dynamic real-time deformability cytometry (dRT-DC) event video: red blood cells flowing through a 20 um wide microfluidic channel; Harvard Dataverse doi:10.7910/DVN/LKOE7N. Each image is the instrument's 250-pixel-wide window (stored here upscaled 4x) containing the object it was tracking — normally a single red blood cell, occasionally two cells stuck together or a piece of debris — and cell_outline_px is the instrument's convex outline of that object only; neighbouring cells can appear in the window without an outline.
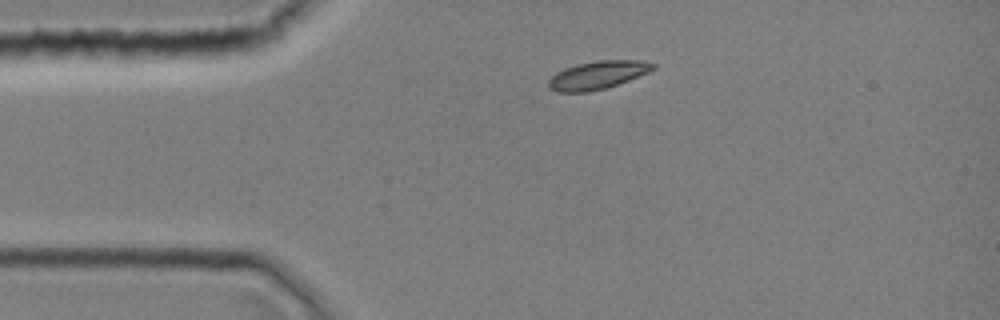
{"species": "common noctule bat (a hibernating species)", "species_latin": "Nyctalus noctula", "temperature_condition": "room temperature", "stored_images_in_passage": 3, "camera_frame_rate_fps": 3000, "um_per_image_px": 0.085, "animal": {"sex": "female", "body_mass_g": 19.0, "forearm_length_mm": 51.5}, "frame": {"image": 1, "passage_image": 1, "time_ms": 0.0, "image_size_px": [1000, 320], "cell_outline_px": [[656, 68], [648, 72], [628, 80], [604, 88], [588, 92], [556, 92], [548, 88], [548, 80], [556, 72], [564, 68], [576, 64], [596, 60], [644, 60], [656, 64]], "centroid_in_image_um": [50.78, 6.37], "position_along_channel_um": 34.2, "area_um2": 17.17}}